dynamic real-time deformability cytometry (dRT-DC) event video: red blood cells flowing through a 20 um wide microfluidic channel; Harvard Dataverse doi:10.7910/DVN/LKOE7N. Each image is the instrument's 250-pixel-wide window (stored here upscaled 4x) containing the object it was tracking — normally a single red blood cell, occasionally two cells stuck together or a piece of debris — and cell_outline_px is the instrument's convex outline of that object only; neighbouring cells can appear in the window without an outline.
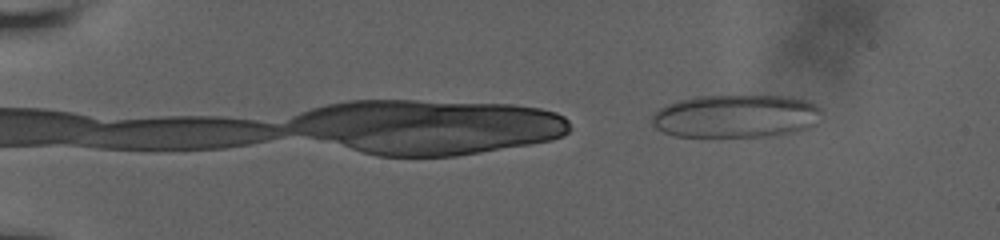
{"species": "human", "species_latin": "Homo sapiens", "temperature_condition": "room temperature", "stored_images_in_passage": 4, "camera_frame_rate_fps": 3000, "um_per_image_px": 0.085, "donor": {"sex": "male"}, "frame": {"image": 1, "passage_image": 4, "time_ms": 2.0, "image_size_px": [1000, 240], "cell_outline_px": [[824, 112], [816, 124], [804, 128], [788, 132], [764, 136], [676, 136], [664, 132], [656, 128], [652, 124], [652, 116], [660, 108], [668, 104], [680, 100], [696, 96], [784, 96], [808, 100], [816, 104]], "centroid_in_image_um": [62.57, 9.86], "position_along_channel_um": 22.4, "area_um2": 42.31}}